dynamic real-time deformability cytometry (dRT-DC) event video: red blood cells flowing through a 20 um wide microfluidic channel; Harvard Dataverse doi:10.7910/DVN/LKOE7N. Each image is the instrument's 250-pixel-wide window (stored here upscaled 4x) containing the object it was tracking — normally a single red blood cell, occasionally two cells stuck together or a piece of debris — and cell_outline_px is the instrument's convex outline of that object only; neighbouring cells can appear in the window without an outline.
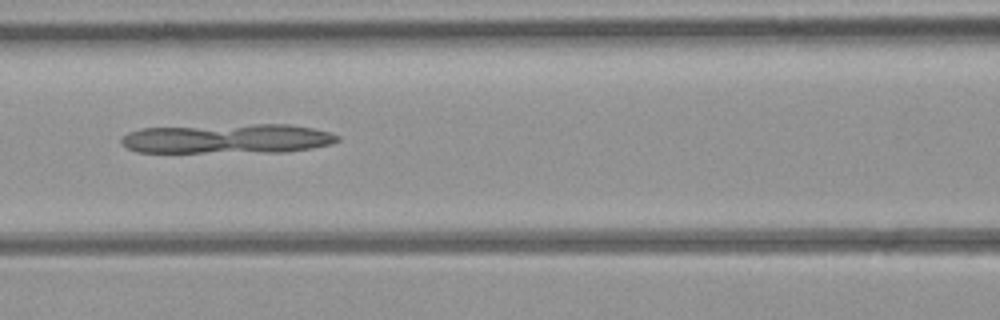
{"species": "common noctule bat (a hibernating species)", "species_latin": "Nyctalus noctula", "temperature_condition": "room temperature", "stored_images_in_passage": 5, "camera_frame_rate_fps": 3000, "um_per_image_px": 0.085, "animal": {"sex": "female", "body_mass_g": 21.9}, "frame": {"image": 1, "passage_image": 5, "time_ms": 4.333, "image_size_px": [1000, 320], "cell_outline_px": [[340, 140], [332, 144], [312, 148], [284, 152], [136, 152], [128, 148], [120, 140], [128, 132], [140, 128], [252, 124], [288, 124], [312, 128], [328, 132], [340, 136]], "centroid_in_image_um": [19.37, 11.79], "position_along_channel_um": 147.2, "area_um2": 37.34}}